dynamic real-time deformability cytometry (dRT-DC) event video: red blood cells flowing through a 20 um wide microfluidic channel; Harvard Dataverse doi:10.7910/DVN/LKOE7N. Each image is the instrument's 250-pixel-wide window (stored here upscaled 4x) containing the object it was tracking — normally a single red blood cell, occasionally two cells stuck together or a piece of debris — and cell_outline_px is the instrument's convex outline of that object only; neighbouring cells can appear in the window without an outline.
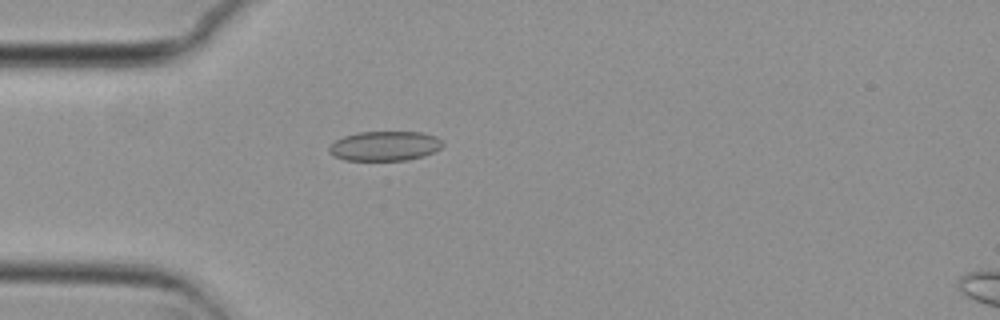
{"species": "common noctule bat (a hibernating species)", "species_latin": "Nyctalus noctula", "temperature_condition": "cold", "stored_images_in_passage": 40, "camera_frame_rate_fps": 3000, "um_per_image_px": 0.085, "animal": {"sex": "female", "body_mass_g": 29.2, "forearm_length_mm": 56.3}, "frame": {"image": 1, "passage_image": 1, "time_ms": 0.0, "image_size_px": [1000, 320], "cell_outline_px": [[444, 144], [440, 148], [424, 156], [408, 160], [344, 160], [328, 152], [328, 148], [336, 140], [344, 136], [360, 132], [424, 132], [436, 136]], "centroid_in_image_um": [32.72, 12.4], "position_along_channel_um": 52.3, "area_um2": 19.54}}
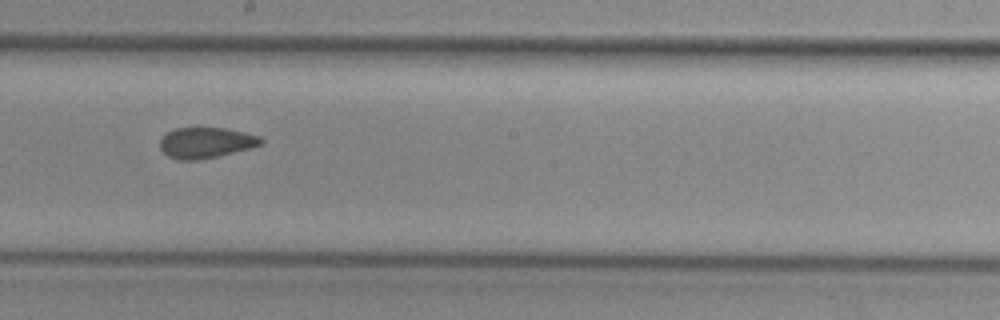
{"frame": {"image": 2, "passage_image": 16, "time_ms": 5.0, "image_size_px": [1000, 320], "cell_outline_px": [[264, 144], [252, 148], [220, 156], [196, 160], [180, 160], [168, 156], [160, 148], [160, 136], [176, 128], [224, 128], [244, 132], [260, 136], [264, 140]], "centroid_in_image_um": [17.53, 12.13], "position_along_channel_um": 230.7, "area_um2": 18.26}}
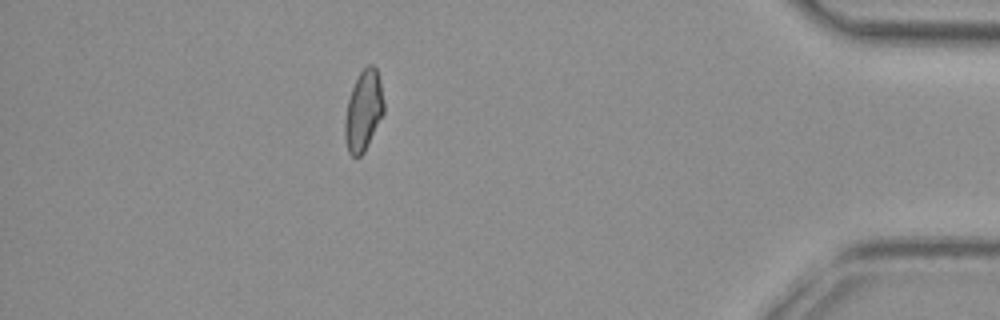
{"frame": {"image": 3, "passage_image": 34, "time_ms": 11.0, "image_size_px": [1000, 320], "cell_outline_px": [[384, 112], [364, 152], [360, 156], [352, 156], [348, 152], [344, 136], [344, 120], [348, 100], [352, 88], [360, 72], [368, 64], [372, 64], [376, 68], [380, 80], [384, 104]], "centroid_in_image_um": [30.88, 9.41], "position_along_channel_um": 404.3, "area_um2": 18.15}, "authors_computed_cell_mechanics": {"area_um2": 18.5249, "velocity_mm_per_s": 3.7334, "shape_relaxation_time_tau1_ms": 9.8112, "shape_relaxation_time_tau2_ms": 4.0484, "deformation_change_tau1": 0.1207, "deformation_change_tau2": 0.0634}}